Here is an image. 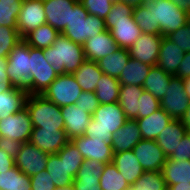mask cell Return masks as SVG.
Returning <instances> with one entry per match:
<instances>
[{
	"mask_svg": "<svg viewBox=\"0 0 190 190\" xmlns=\"http://www.w3.org/2000/svg\"><path fill=\"white\" fill-rule=\"evenodd\" d=\"M174 76L179 77L182 80L190 77V52L184 53L182 62Z\"/></svg>",
	"mask_w": 190,
	"mask_h": 190,
	"instance_id": "816d5d0a",
	"label": "cell"
},
{
	"mask_svg": "<svg viewBox=\"0 0 190 190\" xmlns=\"http://www.w3.org/2000/svg\"><path fill=\"white\" fill-rule=\"evenodd\" d=\"M132 16L142 33L161 34L154 27L153 8H148L146 4L133 8Z\"/></svg>",
	"mask_w": 190,
	"mask_h": 190,
	"instance_id": "60d3db41",
	"label": "cell"
},
{
	"mask_svg": "<svg viewBox=\"0 0 190 190\" xmlns=\"http://www.w3.org/2000/svg\"><path fill=\"white\" fill-rule=\"evenodd\" d=\"M144 89L137 85H121L118 103L127 119H137V104Z\"/></svg>",
	"mask_w": 190,
	"mask_h": 190,
	"instance_id": "4dcf8cb0",
	"label": "cell"
},
{
	"mask_svg": "<svg viewBox=\"0 0 190 190\" xmlns=\"http://www.w3.org/2000/svg\"><path fill=\"white\" fill-rule=\"evenodd\" d=\"M57 155L61 160H64L69 170V175L76 177L79 168L84 160L81 152L69 141Z\"/></svg>",
	"mask_w": 190,
	"mask_h": 190,
	"instance_id": "ab89813d",
	"label": "cell"
},
{
	"mask_svg": "<svg viewBox=\"0 0 190 190\" xmlns=\"http://www.w3.org/2000/svg\"><path fill=\"white\" fill-rule=\"evenodd\" d=\"M171 39L181 50L185 52H190V27L185 25L176 31L170 33L167 36Z\"/></svg>",
	"mask_w": 190,
	"mask_h": 190,
	"instance_id": "bcb514c9",
	"label": "cell"
},
{
	"mask_svg": "<svg viewBox=\"0 0 190 190\" xmlns=\"http://www.w3.org/2000/svg\"><path fill=\"white\" fill-rule=\"evenodd\" d=\"M136 120L142 139L156 140L160 132L172 122L173 118L162 108H159L151 115Z\"/></svg>",
	"mask_w": 190,
	"mask_h": 190,
	"instance_id": "cb8c5ba5",
	"label": "cell"
},
{
	"mask_svg": "<svg viewBox=\"0 0 190 190\" xmlns=\"http://www.w3.org/2000/svg\"><path fill=\"white\" fill-rule=\"evenodd\" d=\"M142 140L136 119H127L125 124L113 135L111 146L113 153L132 150Z\"/></svg>",
	"mask_w": 190,
	"mask_h": 190,
	"instance_id": "44dd1931",
	"label": "cell"
},
{
	"mask_svg": "<svg viewBox=\"0 0 190 190\" xmlns=\"http://www.w3.org/2000/svg\"><path fill=\"white\" fill-rule=\"evenodd\" d=\"M103 72L99 69L97 62L86 60L74 73L76 82L82 91L95 92L96 85Z\"/></svg>",
	"mask_w": 190,
	"mask_h": 190,
	"instance_id": "83f0119b",
	"label": "cell"
},
{
	"mask_svg": "<svg viewBox=\"0 0 190 190\" xmlns=\"http://www.w3.org/2000/svg\"><path fill=\"white\" fill-rule=\"evenodd\" d=\"M30 79L28 94L42 95L58 77V72L45 59L43 49L30 47Z\"/></svg>",
	"mask_w": 190,
	"mask_h": 190,
	"instance_id": "52a82bcc",
	"label": "cell"
},
{
	"mask_svg": "<svg viewBox=\"0 0 190 190\" xmlns=\"http://www.w3.org/2000/svg\"><path fill=\"white\" fill-rule=\"evenodd\" d=\"M77 2L75 0H43L46 24L62 33L71 22V10Z\"/></svg>",
	"mask_w": 190,
	"mask_h": 190,
	"instance_id": "ac0fdd59",
	"label": "cell"
},
{
	"mask_svg": "<svg viewBox=\"0 0 190 190\" xmlns=\"http://www.w3.org/2000/svg\"><path fill=\"white\" fill-rule=\"evenodd\" d=\"M0 190H32L30 176L16 166L8 171H0Z\"/></svg>",
	"mask_w": 190,
	"mask_h": 190,
	"instance_id": "d590c367",
	"label": "cell"
},
{
	"mask_svg": "<svg viewBox=\"0 0 190 190\" xmlns=\"http://www.w3.org/2000/svg\"><path fill=\"white\" fill-rule=\"evenodd\" d=\"M43 53L58 74H73L86 61L83 46L62 34Z\"/></svg>",
	"mask_w": 190,
	"mask_h": 190,
	"instance_id": "7a4b0ae2",
	"label": "cell"
},
{
	"mask_svg": "<svg viewBox=\"0 0 190 190\" xmlns=\"http://www.w3.org/2000/svg\"><path fill=\"white\" fill-rule=\"evenodd\" d=\"M23 0H0V26L17 27Z\"/></svg>",
	"mask_w": 190,
	"mask_h": 190,
	"instance_id": "74e56055",
	"label": "cell"
},
{
	"mask_svg": "<svg viewBox=\"0 0 190 190\" xmlns=\"http://www.w3.org/2000/svg\"><path fill=\"white\" fill-rule=\"evenodd\" d=\"M144 171H162L167 157L155 140L142 139L132 149Z\"/></svg>",
	"mask_w": 190,
	"mask_h": 190,
	"instance_id": "9a60e30c",
	"label": "cell"
},
{
	"mask_svg": "<svg viewBox=\"0 0 190 190\" xmlns=\"http://www.w3.org/2000/svg\"><path fill=\"white\" fill-rule=\"evenodd\" d=\"M46 171L56 187H65L73 184L74 178L69 175L65 161L61 160L57 154L49 155Z\"/></svg>",
	"mask_w": 190,
	"mask_h": 190,
	"instance_id": "836d02e7",
	"label": "cell"
},
{
	"mask_svg": "<svg viewBox=\"0 0 190 190\" xmlns=\"http://www.w3.org/2000/svg\"><path fill=\"white\" fill-rule=\"evenodd\" d=\"M32 190H55L56 186L53 184L48 172L42 171L38 174L31 176Z\"/></svg>",
	"mask_w": 190,
	"mask_h": 190,
	"instance_id": "c3c4849f",
	"label": "cell"
},
{
	"mask_svg": "<svg viewBox=\"0 0 190 190\" xmlns=\"http://www.w3.org/2000/svg\"><path fill=\"white\" fill-rule=\"evenodd\" d=\"M12 87L10 83V79H4V77H0V93L9 90Z\"/></svg>",
	"mask_w": 190,
	"mask_h": 190,
	"instance_id": "6f0895ef",
	"label": "cell"
},
{
	"mask_svg": "<svg viewBox=\"0 0 190 190\" xmlns=\"http://www.w3.org/2000/svg\"><path fill=\"white\" fill-rule=\"evenodd\" d=\"M119 49L118 44L112 38L111 32L105 30L102 33L94 35L83 45L86 60L97 62L107 55L113 54Z\"/></svg>",
	"mask_w": 190,
	"mask_h": 190,
	"instance_id": "ffe728a7",
	"label": "cell"
},
{
	"mask_svg": "<svg viewBox=\"0 0 190 190\" xmlns=\"http://www.w3.org/2000/svg\"><path fill=\"white\" fill-rule=\"evenodd\" d=\"M105 163L98 160H83L74 181H100Z\"/></svg>",
	"mask_w": 190,
	"mask_h": 190,
	"instance_id": "b9f144b4",
	"label": "cell"
},
{
	"mask_svg": "<svg viewBox=\"0 0 190 190\" xmlns=\"http://www.w3.org/2000/svg\"><path fill=\"white\" fill-rule=\"evenodd\" d=\"M55 190H74V185L70 184V185H67L65 187H56Z\"/></svg>",
	"mask_w": 190,
	"mask_h": 190,
	"instance_id": "be15d7a7",
	"label": "cell"
},
{
	"mask_svg": "<svg viewBox=\"0 0 190 190\" xmlns=\"http://www.w3.org/2000/svg\"><path fill=\"white\" fill-rule=\"evenodd\" d=\"M49 155L30 142H26L22 144L17 157L14 159L15 166L31 177L46 170Z\"/></svg>",
	"mask_w": 190,
	"mask_h": 190,
	"instance_id": "7c38bea8",
	"label": "cell"
},
{
	"mask_svg": "<svg viewBox=\"0 0 190 190\" xmlns=\"http://www.w3.org/2000/svg\"><path fill=\"white\" fill-rule=\"evenodd\" d=\"M74 146L81 152L84 160H98L99 162L108 164L113 160V150L111 143L102 139H90L88 136L82 135L70 140Z\"/></svg>",
	"mask_w": 190,
	"mask_h": 190,
	"instance_id": "2e32d148",
	"label": "cell"
},
{
	"mask_svg": "<svg viewBox=\"0 0 190 190\" xmlns=\"http://www.w3.org/2000/svg\"><path fill=\"white\" fill-rule=\"evenodd\" d=\"M99 186L101 190H130L131 188L112 162L105 165Z\"/></svg>",
	"mask_w": 190,
	"mask_h": 190,
	"instance_id": "8d00e7d4",
	"label": "cell"
},
{
	"mask_svg": "<svg viewBox=\"0 0 190 190\" xmlns=\"http://www.w3.org/2000/svg\"><path fill=\"white\" fill-rule=\"evenodd\" d=\"M127 118L119 103L100 104L92 115L85 136L90 139H102L111 143L115 131L121 128Z\"/></svg>",
	"mask_w": 190,
	"mask_h": 190,
	"instance_id": "3957f363",
	"label": "cell"
},
{
	"mask_svg": "<svg viewBox=\"0 0 190 190\" xmlns=\"http://www.w3.org/2000/svg\"><path fill=\"white\" fill-rule=\"evenodd\" d=\"M162 34L142 33L128 49L130 57L151 66L157 65Z\"/></svg>",
	"mask_w": 190,
	"mask_h": 190,
	"instance_id": "5bb4252c",
	"label": "cell"
},
{
	"mask_svg": "<svg viewBox=\"0 0 190 190\" xmlns=\"http://www.w3.org/2000/svg\"><path fill=\"white\" fill-rule=\"evenodd\" d=\"M112 163L130 186L143 175L144 170L132 150L114 153Z\"/></svg>",
	"mask_w": 190,
	"mask_h": 190,
	"instance_id": "7402d4cb",
	"label": "cell"
},
{
	"mask_svg": "<svg viewBox=\"0 0 190 190\" xmlns=\"http://www.w3.org/2000/svg\"><path fill=\"white\" fill-rule=\"evenodd\" d=\"M169 160H190V134L187 132L181 139L174 153L168 158Z\"/></svg>",
	"mask_w": 190,
	"mask_h": 190,
	"instance_id": "681fc988",
	"label": "cell"
},
{
	"mask_svg": "<svg viewBox=\"0 0 190 190\" xmlns=\"http://www.w3.org/2000/svg\"><path fill=\"white\" fill-rule=\"evenodd\" d=\"M129 59V50L125 48H119L113 54L101 58L99 61H97V64L103 74L119 78Z\"/></svg>",
	"mask_w": 190,
	"mask_h": 190,
	"instance_id": "1f68e13d",
	"label": "cell"
},
{
	"mask_svg": "<svg viewBox=\"0 0 190 190\" xmlns=\"http://www.w3.org/2000/svg\"><path fill=\"white\" fill-rule=\"evenodd\" d=\"M165 96L160 100L161 108L175 120H181L188 109L190 99L181 78L173 76Z\"/></svg>",
	"mask_w": 190,
	"mask_h": 190,
	"instance_id": "30bf717a",
	"label": "cell"
},
{
	"mask_svg": "<svg viewBox=\"0 0 190 190\" xmlns=\"http://www.w3.org/2000/svg\"><path fill=\"white\" fill-rule=\"evenodd\" d=\"M151 67V65L144 64L130 57L118 80L121 85H137L142 87Z\"/></svg>",
	"mask_w": 190,
	"mask_h": 190,
	"instance_id": "f546056e",
	"label": "cell"
},
{
	"mask_svg": "<svg viewBox=\"0 0 190 190\" xmlns=\"http://www.w3.org/2000/svg\"><path fill=\"white\" fill-rule=\"evenodd\" d=\"M7 66H8V57H0V77H4V79H9L6 70Z\"/></svg>",
	"mask_w": 190,
	"mask_h": 190,
	"instance_id": "11a10c76",
	"label": "cell"
},
{
	"mask_svg": "<svg viewBox=\"0 0 190 190\" xmlns=\"http://www.w3.org/2000/svg\"><path fill=\"white\" fill-rule=\"evenodd\" d=\"M61 33L49 24H44L29 32L23 40L33 48L46 49L50 47Z\"/></svg>",
	"mask_w": 190,
	"mask_h": 190,
	"instance_id": "d6a6232c",
	"label": "cell"
},
{
	"mask_svg": "<svg viewBox=\"0 0 190 190\" xmlns=\"http://www.w3.org/2000/svg\"><path fill=\"white\" fill-rule=\"evenodd\" d=\"M132 12L133 8L130 5L114 0L110 12L104 19L106 30L111 32L119 48L129 49L142 34Z\"/></svg>",
	"mask_w": 190,
	"mask_h": 190,
	"instance_id": "6da1fadb",
	"label": "cell"
},
{
	"mask_svg": "<svg viewBox=\"0 0 190 190\" xmlns=\"http://www.w3.org/2000/svg\"><path fill=\"white\" fill-rule=\"evenodd\" d=\"M44 24H46V13L43 0H23L17 19V30L21 38Z\"/></svg>",
	"mask_w": 190,
	"mask_h": 190,
	"instance_id": "4fadbf2b",
	"label": "cell"
},
{
	"mask_svg": "<svg viewBox=\"0 0 190 190\" xmlns=\"http://www.w3.org/2000/svg\"><path fill=\"white\" fill-rule=\"evenodd\" d=\"M7 74L13 87L28 93L30 79V46L22 39L8 55Z\"/></svg>",
	"mask_w": 190,
	"mask_h": 190,
	"instance_id": "ba28073f",
	"label": "cell"
},
{
	"mask_svg": "<svg viewBox=\"0 0 190 190\" xmlns=\"http://www.w3.org/2000/svg\"><path fill=\"white\" fill-rule=\"evenodd\" d=\"M106 30L104 19L89 15L80 2L71 10V22L66 26L62 35L79 45H84L88 38Z\"/></svg>",
	"mask_w": 190,
	"mask_h": 190,
	"instance_id": "277c9868",
	"label": "cell"
},
{
	"mask_svg": "<svg viewBox=\"0 0 190 190\" xmlns=\"http://www.w3.org/2000/svg\"><path fill=\"white\" fill-rule=\"evenodd\" d=\"M145 4L148 8H153L154 27L163 36L186 25L187 12L170 0H148Z\"/></svg>",
	"mask_w": 190,
	"mask_h": 190,
	"instance_id": "8992f818",
	"label": "cell"
},
{
	"mask_svg": "<svg viewBox=\"0 0 190 190\" xmlns=\"http://www.w3.org/2000/svg\"><path fill=\"white\" fill-rule=\"evenodd\" d=\"M25 107L28 110L33 127L64 130L61 108L43 95L28 94Z\"/></svg>",
	"mask_w": 190,
	"mask_h": 190,
	"instance_id": "5b68a950",
	"label": "cell"
},
{
	"mask_svg": "<svg viewBox=\"0 0 190 190\" xmlns=\"http://www.w3.org/2000/svg\"><path fill=\"white\" fill-rule=\"evenodd\" d=\"M186 25L190 27V13H187Z\"/></svg>",
	"mask_w": 190,
	"mask_h": 190,
	"instance_id": "03108f58",
	"label": "cell"
},
{
	"mask_svg": "<svg viewBox=\"0 0 190 190\" xmlns=\"http://www.w3.org/2000/svg\"><path fill=\"white\" fill-rule=\"evenodd\" d=\"M120 86L118 78L102 74L95 89L96 97L100 104L118 102Z\"/></svg>",
	"mask_w": 190,
	"mask_h": 190,
	"instance_id": "e575fe53",
	"label": "cell"
},
{
	"mask_svg": "<svg viewBox=\"0 0 190 190\" xmlns=\"http://www.w3.org/2000/svg\"><path fill=\"white\" fill-rule=\"evenodd\" d=\"M162 173L166 186L190 183V160L176 161L167 158Z\"/></svg>",
	"mask_w": 190,
	"mask_h": 190,
	"instance_id": "f1b7e54d",
	"label": "cell"
},
{
	"mask_svg": "<svg viewBox=\"0 0 190 190\" xmlns=\"http://www.w3.org/2000/svg\"><path fill=\"white\" fill-rule=\"evenodd\" d=\"M79 2L89 15L105 19L113 6L114 0H80Z\"/></svg>",
	"mask_w": 190,
	"mask_h": 190,
	"instance_id": "ee69618b",
	"label": "cell"
},
{
	"mask_svg": "<svg viewBox=\"0 0 190 190\" xmlns=\"http://www.w3.org/2000/svg\"><path fill=\"white\" fill-rule=\"evenodd\" d=\"M130 190H167L162 171H144Z\"/></svg>",
	"mask_w": 190,
	"mask_h": 190,
	"instance_id": "f35d334b",
	"label": "cell"
},
{
	"mask_svg": "<svg viewBox=\"0 0 190 190\" xmlns=\"http://www.w3.org/2000/svg\"><path fill=\"white\" fill-rule=\"evenodd\" d=\"M186 133L187 130L182 121L173 119L172 122L160 132L155 141L164 151L166 157L169 158Z\"/></svg>",
	"mask_w": 190,
	"mask_h": 190,
	"instance_id": "d4e9b609",
	"label": "cell"
},
{
	"mask_svg": "<svg viewBox=\"0 0 190 190\" xmlns=\"http://www.w3.org/2000/svg\"><path fill=\"white\" fill-rule=\"evenodd\" d=\"M182 122H190V104L188 106V109L186 110L183 118L181 119Z\"/></svg>",
	"mask_w": 190,
	"mask_h": 190,
	"instance_id": "6125c7cd",
	"label": "cell"
},
{
	"mask_svg": "<svg viewBox=\"0 0 190 190\" xmlns=\"http://www.w3.org/2000/svg\"><path fill=\"white\" fill-rule=\"evenodd\" d=\"M167 190H190V183H179L167 186Z\"/></svg>",
	"mask_w": 190,
	"mask_h": 190,
	"instance_id": "680465c9",
	"label": "cell"
},
{
	"mask_svg": "<svg viewBox=\"0 0 190 190\" xmlns=\"http://www.w3.org/2000/svg\"><path fill=\"white\" fill-rule=\"evenodd\" d=\"M100 181H73L74 190H101Z\"/></svg>",
	"mask_w": 190,
	"mask_h": 190,
	"instance_id": "f5cc1de1",
	"label": "cell"
},
{
	"mask_svg": "<svg viewBox=\"0 0 190 190\" xmlns=\"http://www.w3.org/2000/svg\"><path fill=\"white\" fill-rule=\"evenodd\" d=\"M184 52L167 36H163L160 44V52L157 66L166 73L175 75L180 63L182 62Z\"/></svg>",
	"mask_w": 190,
	"mask_h": 190,
	"instance_id": "603a6c76",
	"label": "cell"
},
{
	"mask_svg": "<svg viewBox=\"0 0 190 190\" xmlns=\"http://www.w3.org/2000/svg\"><path fill=\"white\" fill-rule=\"evenodd\" d=\"M15 166L14 159L5 150L0 149V171H8Z\"/></svg>",
	"mask_w": 190,
	"mask_h": 190,
	"instance_id": "db71d44e",
	"label": "cell"
},
{
	"mask_svg": "<svg viewBox=\"0 0 190 190\" xmlns=\"http://www.w3.org/2000/svg\"><path fill=\"white\" fill-rule=\"evenodd\" d=\"M186 127L187 132L190 134V122H182Z\"/></svg>",
	"mask_w": 190,
	"mask_h": 190,
	"instance_id": "e7e4bbea",
	"label": "cell"
},
{
	"mask_svg": "<svg viewBox=\"0 0 190 190\" xmlns=\"http://www.w3.org/2000/svg\"><path fill=\"white\" fill-rule=\"evenodd\" d=\"M32 130V121L26 107L0 120V137L26 143L31 138Z\"/></svg>",
	"mask_w": 190,
	"mask_h": 190,
	"instance_id": "8fae6325",
	"label": "cell"
},
{
	"mask_svg": "<svg viewBox=\"0 0 190 190\" xmlns=\"http://www.w3.org/2000/svg\"><path fill=\"white\" fill-rule=\"evenodd\" d=\"M75 105L84 109V112L93 115L95 110L100 106V102L98 101L95 92L82 91L79 98L76 100Z\"/></svg>",
	"mask_w": 190,
	"mask_h": 190,
	"instance_id": "7dc6e473",
	"label": "cell"
},
{
	"mask_svg": "<svg viewBox=\"0 0 190 190\" xmlns=\"http://www.w3.org/2000/svg\"><path fill=\"white\" fill-rule=\"evenodd\" d=\"M27 96L26 90L13 86L0 93V120L24 108Z\"/></svg>",
	"mask_w": 190,
	"mask_h": 190,
	"instance_id": "484cf974",
	"label": "cell"
},
{
	"mask_svg": "<svg viewBox=\"0 0 190 190\" xmlns=\"http://www.w3.org/2000/svg\"><path fill=\"white\" fill-rule=\"evenodd\" d=\"M174 5L178 6L181 10L189 12V1L188 0H170Z\"/></svg>",
	"mask_w": 190,
	"mask_h": 190,
	"instance_id": "9f6ffc18",
	"label": "cell"
},
{
	"mask_svg": "<svg viewBox=\"0 0 190 190\" xmlns=\"http://www.w3.org/2000/svg\"><path fill=\"white\" fill-rule=\"evenodd\" d=\"M118 1L130 5L132 8H136L140 5L145 4L148 0H118Z\"/></svg>",
	"mask_w": 190,
	"mask_h": 190,
	"instance_id": "91938a15",
	"label": "cell"
},
{
	"mask_svg": "<svg viewBox=\"0 0 190 190\" xmlns=\"http://www.w3.org/2000/svg\"><path fill=\"white\" fill-rule=\"evenodd\" d=\"M81 92L73 74H59L42 95L61 108L75 104Z\"/></svg>",
	"mask_w": 190,
	"mask_h": 190,
	"instance_id": "9c48e42d",
	"label": "cell"
},
{
	"mask_svg": "<svg viewBox=\"0 0 190 190\" xmlns=\"http://www.w3.org/2000/svg\"><path fill=\"white\" fill-rule=\"evenodd\" d=\"M61 113L64 119V131L69 140L85 134L92 119L91 114L84 112V109L75 104L61 107Z\"/></svg>",
	"mask_w": 190,
	"mask_h": 190,
	"instance_id": "d6986e66",
	"label": "cell"
},
{
	"mask_svg": "<svg viewBox=\"0 0 190 190\" xmlns=\"http://www.w3.org/2000/svg\"><path fill=\"white\" fill-rule=\"evenodd\" d=\"M174 75L166 73L157 65L152 66L143 84V89L161 100L168 90L167 87Z\"/></svg>",
	"mask_w": 190,
	"mask_h": 190,
	"instance_id": "4316f807",
	"label": "cell"
},
{
	"mask_svg": "<svg viewBox=\"0 0 190 190\" xmlns=\"http://www.w3.org/2000/svg\"><path fill=\"white\" fill-rule=\"evenodd\" d=\"M22 142L0 137V149L5 150L9 157L15 159L21 149Z\"/></svg>",
	"mask_w": 190,
	"mask_h": 190,
	"instance_id": "f907efd6",
	"label": "cell"
},
{
	"mask_svg": "<svg viewBox=\"0 0 190 190\" xmlns=\"http://www.w3.org/2000/svg\"><path fill=\"white\" fill-rule=\"evenodd\" d=\"M159 108H161L160 100L144 90L137 104V119L149 116Z\"/></svg>",
	"mask_w": 190,
	"mask_h": 190,
	"instance_id": "f6af8a7d",
	"label": "cell"
},
{
	"mask_svg": "<svg viewBox=\"0 0 190 190\" xmlns=\"http://www.w3.org/2000/svg\"><path fill=\"white\" fill-rule=\"evenodd\" d=\"M70 140L64 130L33 127L29 142L40 150L57 154Z\"/></svg>",
	"mask_w": 190,
	"mask_h": 190,
	"instance_id": "e0dca14e",
	"label": "cell"
},
{
	"mask_svg": "<svg viewBox=\"0 0 190 190\" xmlns=\"http://www.w3.org/2000/svg\"><path fill=\"white\" fill-rule=\"evenodd\" d=\"M184 82V90L190 99V77L183 80Z\"/></svg>",
	"mask_w": 190,
	"mask_h": 190,
	"instance_id": "94428289",
	"label": "cell"
},
{
	"mask_svg": "<svg viewBox=\"0 0 190 190\" xmlns=\"http://www.w3.org/2000/svg\"><path fill=\"white\" fill-rule=\"evenodd\" d=\"M21 40L17 27L0 26V57H8Z\"/></svg>",
	"mask_w": 190,
	"mask_h": 190,
	"instance_id": "7bdbcfd3",
	"label": "cell"
}]
</instances>
